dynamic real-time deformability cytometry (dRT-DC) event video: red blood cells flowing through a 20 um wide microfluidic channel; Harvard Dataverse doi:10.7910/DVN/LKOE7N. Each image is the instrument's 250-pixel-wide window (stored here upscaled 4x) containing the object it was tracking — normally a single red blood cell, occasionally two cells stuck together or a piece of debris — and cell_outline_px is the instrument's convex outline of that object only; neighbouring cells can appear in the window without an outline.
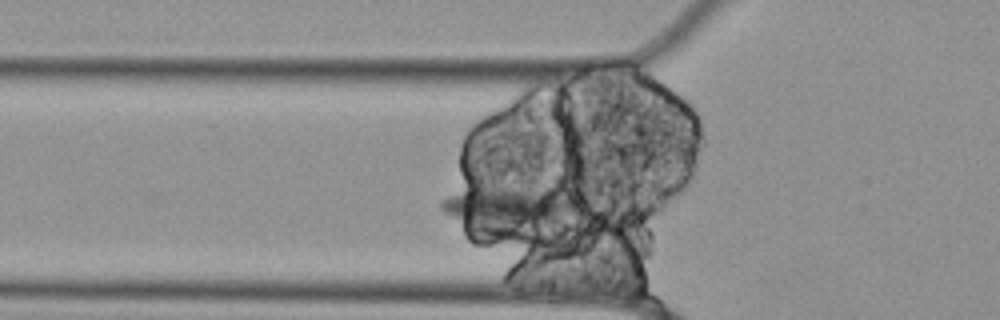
{"species": "Egyptian fruit bat (a non-hibernating species)", "species_latin": "Rousettus aegyptiacus", "temperature_condition": "cold", "stored_images_in_passage": 41, "segment_of_instrument_passage": [1, 2], "camera_frame_rate_fps": 3000, "um_per_image_px": 0.085, "animal": {"sex": "female"}, "frame": {"image": 1, "passage_image": 8, "time_ms": 2.333, "image_size_px": [1000, 320], "cell_outline_px": [[580, 208], [508, 240], [500, 240], [480, 232], [448, 216], [440, 208], [440, 200], [448, 196], [464, 192], [548, 192], [572, 196], [576, 200]], "centroid_in_image_um": [43.09, 17.93], "position_along_channel_um": 82.7, "area_um2": 32.89}}